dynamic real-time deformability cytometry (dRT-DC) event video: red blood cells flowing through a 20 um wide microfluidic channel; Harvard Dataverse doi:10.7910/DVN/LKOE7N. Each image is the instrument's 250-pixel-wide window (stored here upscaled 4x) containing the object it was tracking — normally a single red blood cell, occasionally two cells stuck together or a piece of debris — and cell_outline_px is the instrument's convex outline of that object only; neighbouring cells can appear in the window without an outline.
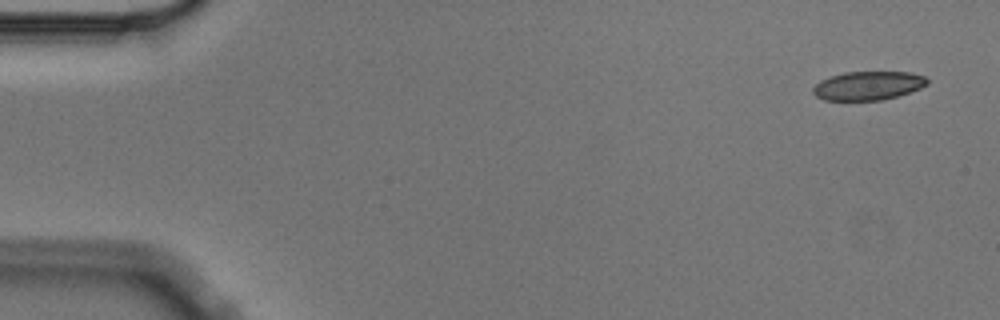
{"species": "Egyptian fruit bat (a non-hibernating species)", "species_latin": "Rousettus aegyptiacus", "temperature_condition": "cold", "stored_images_in_passage": 7, "camera_frame_rate_fps": 3000, "um_per_image_px": 0.085, "animal": {"sex": "male"}, "frame": {"image": 1, "passage_image": 1, "time_ms": 0.0, "image_size_px": [1000, 320], "cell_outline_px": [[928, 84], [920, 88], [896, 96], [880, 100], [824, 100], [816, 96], [812, 92], [812, 88], [820, 80], [844, 72], [908, 72], [924, 76], [928, 80]], "centroid_in_image_um": [73.76, 7.28], "position_along_channel_um": 11.2, "area_um2": 18.96}}
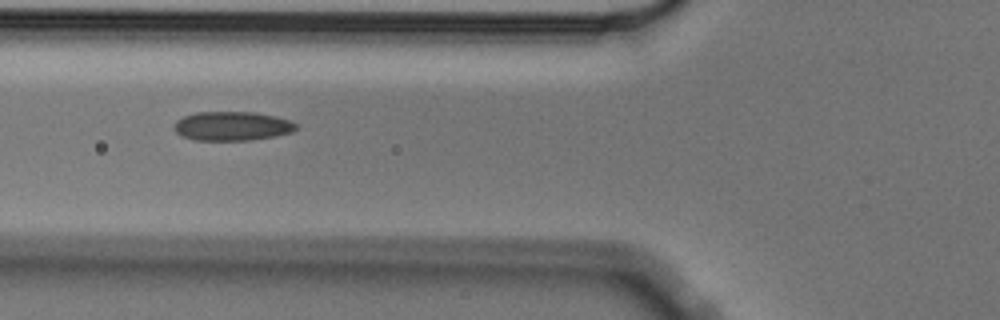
{"frame": {"image": 2, "passage_image": 6, "time_ms": 1.667, "image_size_px": [1000, 320], "cell_outline_px": [[296, 128], [292, 132], [276, 136], [252, 140], [196, 140], [180, 136], [176, 132], [176, 120], [184, 116], [196, 112], [256, 112], [276, 116], [292, 120], [296, 124]], "centroid_in_image_um": [19.76, 10.71], "position_along_channel_um": 106.0, "area_um2": 20.75}}
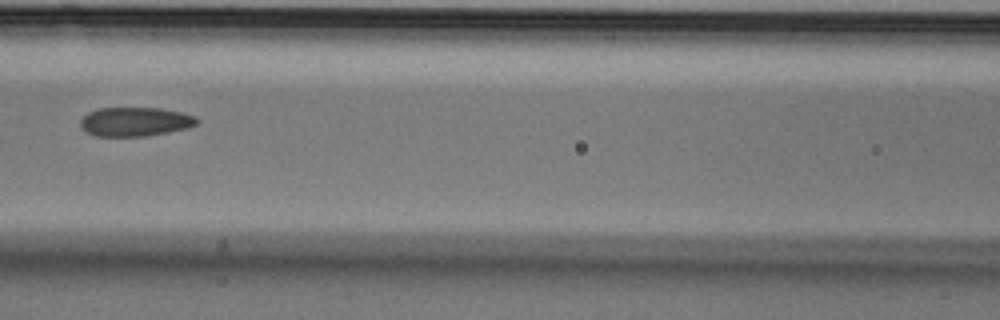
{"frame": {"image": 3, "passage_image": 7, "time_ms": 2.0, "image_size_px": [1000, 320], "cell_outline_px": [[200, 120], [196, 124], [188, 128], [148, 136], [96, 136], [84, 132], [80, 128], [80, 120], [88, 112], [100, 108], [160, 108], [180, 112], [196, 116]], "centroid_in_image_um": [11.47, 10.35], "position_along_channel_um": 155.1, "area_um2": 19.88}}